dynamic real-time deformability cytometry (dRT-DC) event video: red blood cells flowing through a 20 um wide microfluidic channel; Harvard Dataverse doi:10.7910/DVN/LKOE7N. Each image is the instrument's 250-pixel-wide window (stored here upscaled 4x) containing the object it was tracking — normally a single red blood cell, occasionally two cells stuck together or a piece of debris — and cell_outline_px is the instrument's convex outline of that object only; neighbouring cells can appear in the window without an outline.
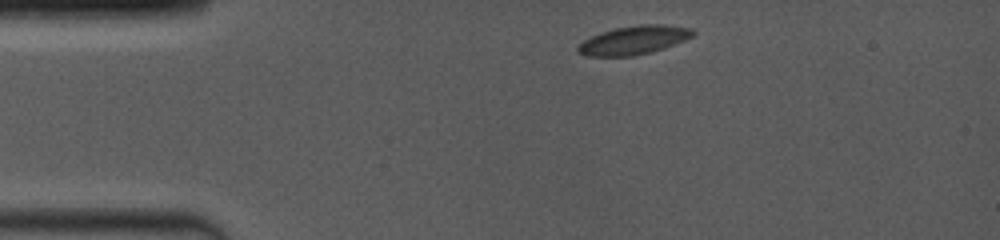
{"species": "common noctule bat (a hibernating species)", "species_latin": "Nyctalus noctula", "temperature_condition": "room temperature", "stored_images_in_passage": 9, "camera_frame_rate_fps": 4000, "um_per_image_px": 0.085, "animal": {"sex": "female", "body_mass_g": 19.0, "forearm_length_mm": 53.3}, "frame": {"image": 1, "passage_image": 1, "time_ms": 0.0, "image_size_px": [1000, 240], "cell_outline_px": [[696, 32], [692, 36], [684, 40], [664, 48], [652, 52], [632, 56], [588, 56], [576, 52], [576, 48], [584, 40], [600, 32], [616, 28], [640, 24], [660, 24], [692, 28]], "centroid_in_image_um": [53.87, 3.41], "position_along_channel_um": 31.1, "area_um2": 19.13}}
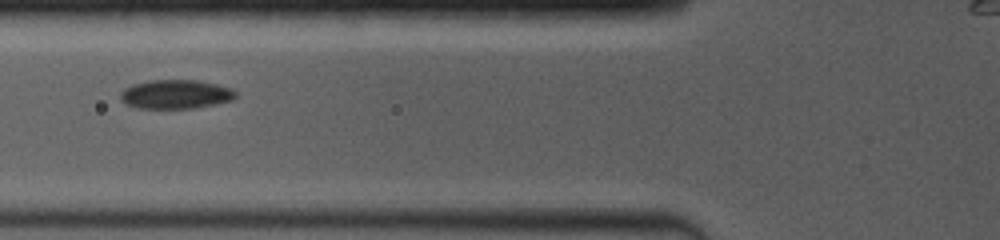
{"frame": {"image": 2, "passage_image": 6, "time_ms": 3.25, "image_size_px": [1000, 240], "cell_outline_px": [[236, 100], [196, 108], [136, 108], [124, 104], [120, 100], [120, 92], [124, 88], [132, 84], [148, 80], [200, 80], [232, 88], [236, 92]], "centroid_in_image_um": [14.93, 8.01], "position_along_channel_um": 110.9, "area_um2": 19.88}}
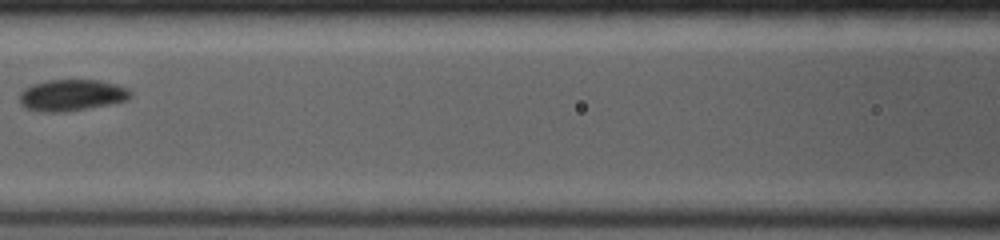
{"frame": {"image": 3, "passage_image": 8, "time_ms": 4.5, "image_size_px": [1000, 240], "cell_outline_px": [[132, 96], [128, 100], [88, 108], [64, 112], [40, 112], [24, 108], [20, 104], [20, 92], [24, 88], [32, 84], [48, 80], [100, 80], [116, 84], [128, 88], [132, 92]], "centroid_in_image_um": [6.08, 8.09], "position_along_channel_um": 160.5, "area_um2": 20.52}}